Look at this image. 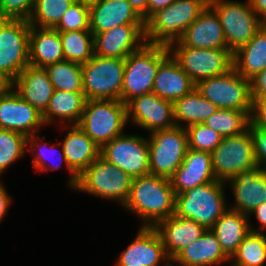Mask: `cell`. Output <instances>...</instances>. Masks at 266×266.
<instances>
[{
	"instance_id": "obj_1",
	"label": "cell",
	"mask_w": 266,
	"mask_h": 266,
	"mask_svg": "<svg viewBox=\"0 0 266 266\" xmlns=\"http://www.w3.org/2000/svg\"><path fill=\"white\" fill-rule=\"evenodd\" d=\"M124 208L141 217L146 227L173 216L175 193L170 179L151 174L133 178Z\"/></svg>"
},
{
	"instance_id": "obj_2",
	"label": "cell",
	"mask_w": 266,
	"mask_h": 266,
	"mask_svg": "<svg viewBox=\"0 0 266 266\" xmlns=\"http://www.w3.org/2000/svg\"><path fill=\"white\" fill-rule=\"evenodd\" d=\"M208 5L209 0H175L145 22L146 43L169 46L179 40Z\"/></svg>"
},
{
	"instance_id": "obj_3",
	"label": "cell",
	"mask_w": 266,
	"mask_h": 266,
	"mask_svg": "<svg viewBox=\"0 0 266 266\" xmlns=\"http://www.w3.org/2000/svg\"><path fill=\"white\" fill-rule=\"evenodd\" d=\"M224 187L225 182L215 180L175 195L174 215L191 218L206 229H211L229 209Z\"/></svg>"
},
{
	"instance_id": "obj_4",
	"label": "cell",
	"mask_w": 266,
	"mask_h": 266,
	"mask_svg": "<svg viewBox=\"0 0 266 266\" xmlns=\"http://www.w3.org/2000/svg\"><path fill=\"white\" fill-rule=\"evenodd\" d=\"M170 54L169 47L145 43L125 59L122 102L151 93L159 64Z\"/></svg>"
},
{
	"instance_id": "obj_5",
	"label": "cell",
	"mask_w": 266,
	"mask_h": 266,
	"mask_svg": "<svg viewBox=\"0 0 266 266\" xmlns=\"http://www.w3.org/2000/svg\"><path fill=\"white\" fill-rule=\"evenodd\" d=\"M127 121V108L122 101L86 100L77 126L101 148L123 134Z\"/></svg>"
},
{
	"instance_id": "obj_6",
	"label": "cell",
	"mask_w": 266,
	"mask_h": 266,
	"mask_svg": "<svg viewBox=\"0 0 266 266\" xmlns=\"http://www.w3.org/2000/svg\"><path fill=\"white\" fill-rule=\"evenodd\" d=\"M82 65L83 93L87 100H120L125 59L94 56Z\"/></svg>"
},
{
	"instance_id": "obj_7",
	"label": "cell",
	"mask_w": 266,
	"mask_h": 266,
	"mask_svg": "<svg viewBox=\"0 0 266 266\" xmlns=\"http://www.w3.org/2000/svg\"><path fill=\"white\" fill-rule=\"evenodd\" d=\"M219 17L227 49L233 54L246 45L264 25L249 1L209 0Z\"/></svg>"
},
{
	"instance_id": "obj_8",
	"label": "cell",
	"mask_w": 266,
	"mask_h": 266,
	"mask_svg": "<svg viewBox=\"0 0 266 266\" xmlns=\"http://www.w3.org/2000/svg\"><path fill=\"white\" fill-rule=\"evenodd\" d=\"M133 178L98 157L78 177L76 190L110 200H117L122 206L126 203Z\"/></svg>"
},
{
	"instance_id": "obj_9",
	"label": "cell",
	"mask_w": 266,
	"mask_h": 266,
	"mask_svg": "<svg viewBox=\"0 0 266 266\" xmlns=\"http://www.w3.org/2000/svg\"><path fill=\"white\" fill-rule=\"evenodd\" d=\"M196 89L218 109L241 110L251 118L253 102L250 80L234 68L225 74L199 81Z\"/></svg>"
},
{
	"instance_id": "obj_10",
	"label": "cell",
	"mask_w": 266,
	"mask_h": 266,
	"mask_svg": "<svg viewBox=\"0 0 266 266\" xmlns=\"http://www.w3.org/2000/svg\"><path fill=\"white\" fill-rule=\"evenodd\" d=\"M149 137L150 174L170 179L189 148L187 131L185 127L175 125L152 132Z\"/></svg>"
},
{
	"instance_id": "obj_11",
	"label": "cell",
	"mask_w": 266,
	"mask_h": 266,
	"mask_svg": "<svg viewBox=\"0 0 266 266\" xmlns=\"http://www.w3.org/2000/svg\"><path fill=\"white\" fill-rule=\"evenodd\" d=\"M168 47L195 84L206 78L225 74L233 68V54L228 49L193 48L185 46L180 40L172 42Z\"/></svg>"
},
{
	"instance_id": "obj_12",
	"label": "cell",
	"mask_w": 266,
	"mask_h": 266,
	"mask_svg": "<svg viewBox=\"0 0 266 266\" xmlns=\"http://www.w3.org/2000/svg\"><path fill=\"white\" fill-rule=\"evenodd\" d=\"M212 168L216 180L227 182L243 171L256 168L254 143L250 129L240 135L224 137L211 152Z\"/></svg>"
},
{
	"instance_id": "obj_13",
	"label": "cell",
	"mask_w": 266,
	"mask_h": 266,
	"mask_svg": "<svg viewBox=\"0 0 266 266\" xmlns=\"http://www.w3.org/2000/svg\"><path fill=\"white\" fill-rule=\"evenodd\" d=\"M100 157L132 178L150 174L148 139L124 133L100 148Z\"/></svg>"
},
{
	"instance_id": "obj_14",
	"label": "cell",
	"mask_w": 266,
	"mask_h": 266,
	"mask_svg": "<svg viewBox=\"0 0 266 266\" xmlns=\"http://www.w3.org/2000/svg\"><path fill=\"white\" fill-rule=\"evenodd\" d=\"M27 20L11 19L0 33V72L11 82L29 65Z\"/></svg>"
},
{
	"instance_id": "obj_15",
	"label": "cell",
	"mask_w": 266,
	"mask_h": 266,
	"mask_svg": "<svg viewBox=\"0 0 266 266\" xmlns=\"http://www.w3.org/2000/svg\"><path fill=\"white\" fill-rule=\"evenodd\" d=\"M127 119L149 132L175 126L173 102L155 93H147L131 99L127 104Z\"/></svg>"
},
{
	"instance_id": "obj_16",
	"label": "cell",
	"mask_w": 266,
	"mask_h": 266,
	"mask_svg": "<svg viewBox=\"0 0 266 266\" xmlns=\"http://www.w3.org/2000/svg\"><path fill=\"white\" fill-rule=\"evenodd\" d=\"M93 35L94 54L102 57L126 59L146 43L145 24H124Z\"/></svg>"
},
{
	"instance_id": "obj_17",
	"label": "cell",
	"mask_w": 266,
	"mask_h": 266,
	"mask_svg": "<svg viewBox=\"0 0 266 266\" xmlns=\"http://www.w3.org/2000/svg\"><path fill=\"white\" fill-rule=\"evenodd\" d=\"M45 125L42 114L11 87L0 95V128L31 136Z\"/></svg>"
},
{
	"instance_id": "obj_18",
	"label": "cell",
	"mask_w": 266,
	"mask_h": 266,
	"mask_svg": "<svg viewBox=\"0 0 266 266\" xmlns=\"http://www.w3.org/2000/svg\"><path fill=\"white\" fill-rule=\"evenodd\" d=\"M171 261L161 238L153 227L141 226L132 243L122 252L117 266H158L161 260Z\"/></svg>"
},
{
	"instance_id": "obj_19",
	"label": "cell",
	"mask_w": 266,
	"mask_h": 266,
	"mask_svg": "<svg viewBox=\"0 0 266 266\" xmlns=\"http://www.w3.org/2000/svg\"><path fill=\"white\" fill-rule=\"evenodd\" d=\"M153 228L159 234L166 253L171 260L183 248L199 239L207 230L191 218L176 215L160 220Z\"/></svg>"
},
{
	"instance_id": "obj_20",
	"label": "cell",
	"mask_w": 266,
	"mask_h": 266,
	"mask_svg": "<svg viewBox=\"0 0 266 266\" xmlns=\"http://www.w3.org/2000/svg\"><path fill=\"white\" fill-rule=\"evenodd\" d=\"M211 153L188 148L181 166L170 178L175 195L215 181Z\"/></svg>"
},
{
	"instance_id": "obj_21",
	"label": "cell",
	"mask_w": 266,
	"mask_h": 266,
	"mask_svg": "<svg viewBox=\"0 0 266 266\" xmlns=\"http://www.w3.org/2000/svg\"><path fill=\"white\" fill-rule=\"evenodd\" d=\"M90 31L93 34L124 24H145L128 0H101L89 6Z\"/></svg>"
},
{
	"instance_id": "obj_22",
	"label": "cell",
	"mask_w": 266,
	"mask_h": 266,
	"mask_svg": "<svg viewBox=\"0 0 266 266\" xmlns=\"http://www.w3.org/2000/svg\"><path fill=\"white\" fill-rule=\"evenodd\" d=\"M14 91L37 111L43 114L53 96L52 85L47 70L28 65L13 81Z\"/></svg>"
},
{
	"instance_id": "obj_23",
	"label": "cell",
	"mask_w": 266,
	"mask_h": 266,
	"mask_svg": "<svg viewBox=\"0 0 266 266\" xmlns=\"http://www.w3.org/2000/svg\"><path fill=\"white\" fill-rule=\"evenodd\" d=\"M235 204L230 209L249 215L266 202V170L256 167L230 179Z\"/></svg>"
},
{
	"instance_id": "obj_24",
	"label": "cell",
	"mask_w": 266,
	"mask_h": 266,
	"mask_svg": "<svg viewBox=\"0 0 266 266\" xmlns=\"http://www.w3.org/2000/svg\"><path fill=\"white\" fill-rule=\"evenodd\" d=\"M185 46L199 49H227L216 12L208 5L179 39Z\"/></svg>"
},
{
	"instance_id": "obj_25",
	"label": "cell",
	"mask_w": 266,
	"mask_h": 266,
	"mask_svg": "<svg viewBox=\"0 0 266 266\" xmlns=\"http://www.w3.org/2000/svg\"><path fill=\"white\" fill-rule=\"evenodd\" d=\"M194 88H196V84L170 53L159 64L152 92L174 103L176 100L190 93Z\"/></svg>"
},
{
	"instance_id": "obj_26",
	"label": "cell",
	"mask_w": 266,
	"mask_h": 266,
	"mask_svg": "<svg viewBox=\"0 0 266 266\" xmlns=\"http://www.w3.org/2000/svg\"><path fill=\"white\" fill-rule=\"evenodd\" d=\"M171 261L181 266H211L231 262L211 229H207L199 239L183 248Z\"/></svg>"
},
{
	"instance_id": "obj_27",
	"label": "cell",
	"mask_w": 266,
	"mask_h": 266,
	"mask_svg": "<svg viewBox=\"0 0 266 266\" xmlns=\"http://www.w3.org/2000/svg\"><path fill=\"white\" fill-rule=\"evenodd\" d=\"M62 144L68 167L79 177L99 156L100 148L77 125H69Z\"/></svg>"
},
{
	"instance_id": "obj_28",
	"label": "cell",
	"mask_w": 266,
	"mask_h": 266,
	"mask_svg": "<svg viewBox=\"0 0 266 266\" xmlns=\"http://www.w3.org/2000/svg\"><path fill=\"white\" fill-rule=\"evenodd\" d=\"M64 60L59 32L54 28H39L30 25L29 65L45 68Z\"/></svg>"
},
{
	"instance_id": "obj_29",
	"label": "cell",
	"mask_w": 266,
	"mask_h": 266,
	"mask_svg": "<svg viewBox=\"0 0 266 266\" xmlns=\"http://www.w3.org/2000/svg\"><path fill=\"white\" fill-rule=\"evenodd\" d=\"M249 215L228 209L211 230L217 236L223 252L231 259L250 232Z\"/></svg>"
},
{
	"instance_id": "obj_30",
	"label": "cell",
	"mask_w": 266,
	"mask_h": 266,
	"mask_svg": "<svg viewBox=\"0 0 266 266\" xmlns=\"http://www.w3.org/2000/svg\"><path fill=\"white\" fill-rule=\"evenodd\" d=\"M233 68L249 80L266 69V24L246 45L233 53Z\"/></svg>"
},
{
	"instance_id": "obj_31",
	"label": "cell",
	"mask_w": 266,
	"mask_h": 266,
	"mask_svg": "<svg viewBox=\"0 0 266 266\" xmlns=\"http://www.w3.org/2000/svg\"><path fill=\"white\" fill-rule=\"evenodd\" d=\"M86 100L83 92L54 90L46 111L42 114L44 124L52 123L57 117L70 121L71 124L68 126L77 125L81 119Z\"/></svg>"
},
{
	"instance_id": "obj_32",
	"label": "cell",
	"mask_w": 266,
	"mask_h": 266,
	"mask_svg": "<svg viewBox=\"0 0 266 266\" xmlns=\"http://www.w3.org/2000/svg\"><path fill=\"white\" fill-rule=\"evenodd\" d=\"M173 110L175 124L186 128L194 124L205 123L218 110V107L194 88L173 103ZM180 121L187 125H181Z\"/></svg>"
},
{
	"instance_id": "obj_33",
	"label": "cell",
	"mask_w": 266,
	"mask_h": 266,
	"mask_svg": "<svg viewBox=\"0 0 266 266\" xmlns=\"http://www.w3.org/2000/svg\"><path fill=\"white\" fill-rule=\"evenodd\" d=\"M55 90L83 92L82 65L72 61H61L45 67Z\"/></svg>"
},
{
	"instance_id": "obj_34",
	"label": "cell",
	"mask_w": 266,
	"mask_h": 266,
	"mask_svg": "<svg viewBox=\"0 0 266 266\" xmlns=\"http://www.w3.org/2000/svg\"><path fill=\"white\" fill-rule=\"evenodd\" d=\"M64 59L80 64L94 56V35L91 31L61 32Z\"/></svg>"
},
{
	"instance_id": "obj_35",
	"label": "cell",
	"mask_w": 266,
	"mask_h": 266,
	"mask_svg": "<svg viewBox=\"0 0 266 266\" xmlns=\"http://www.w3.org/2000/svg\"><path fill=\"white\" fill-rule=\"evenodd\" d=\"M251 118L241 110L218 109L205 121V125L223 138L240 135L248 129Z\"/></svg>"
},
{
	"instance_id": "obj_36",
	"label": "cell",
	"mask_w": 266,
	"mask_h": 266,
	"mask_svg": "<svg viewBox=\"0 0 266 266\" xmlns=\"http://www.w3.org/2000/svg\"><path fill=\"white\" fill-rule=\"evenodd\" d=\"M230 260L231 266H266L265 234L250 231Z\"/></svg>"
},
{
	"instance_id": "obj_37",
	"label": "cell",
	"mask_w": 266,
	"mask_h": 266,
	"mask_svg": "<svg viewBox=\"0 0 266 266\" xmlns=\"http://www.w3.org/2000/svg\"><path fill=\"white\" fill-rule=\"evenodd\" d=\"M76 0H35L33 13L28 20L31 26L54 28Z\"/></svg>"
},
{
	"instance_id": "obj_38",
	"label": "cell",
	"mask_w": 266,
	"mask_h": 266,
	"mask_svg": "<svg viewBox=\"0 0 266 266\" xmlns=\"http://www.w3.org/2000/svg\"><path fill=\"white\" fill-rule=\"evenodd\" d=\"M27 136L0 128V175L25 154Z\"/></svg>"
},
{
	"instance_id": "obj_39",
	"label": "cell",
	"mask_w": 266,
	"mask_h": 266,
	"mask_svg": "<svg viewBox=\"0 0 266 266\" xmlns=\"http://www.w3.org/2000/svg\"><path fill=\"white\" fill-rule=\"evenodd\" d=\"M190 149L211 153L222 142L223 137L204 123L194 124L185 128Z\"/></svg>"
},
{
	"instance_id": "obj_40",
	"label": "cell",
	"mask_w": 266,
	"mask_h": 266,
	"mask_svg": "<svg viewBox=\"0 0 266 266\" xmlns=\"http://www.w3.org/2000/svg\"><path fill=\"white\" fill-rule=\"evenodd\" d=\"M59 33L90 31L89 5L76 0L54 27Z\"/></svg>"
},
{
	"instance_id": "obj_41",
	"label": "cell",
	"mask_w": 266,
	"mask_h": 266,
	"mask_svg": "<svg viewBox=\"0 0 266 266\" xmlns=\"http://www.w3.org/2000/svg\"><path fill=\"white\" fill-rule=\"evenodd\" d=\"M36 138H37L36 134L27 137V143L30 144V147L28 149L34 155V158L32 159L33 167H35L36 169L40 170L41 172H44L45 170H48V169H50V170H55V169L58 170V168L60 167V165L62 163V160H63L65 162V165H66L67 169L69 170V172L72 175L71 178L69 179L70 180L69 181V186L73 187V189H75L76 186H77V183H78V176L68 167V165L66 163L65 154L63 152L62 146H61V151H59V152H61L60 153L61 162L58 163L57 165H55V164L50 165V168H48L49 166L46 165L48 157H47V153L44 152V151H46L45 149H47V146H45V144H43V142L40 143V144L37 143L38 141L35 140ZM37 145L39 146L40 150L38 149L37 151H39V152L38 153H34V152H36V151H34V147L37 146ZM55 147L56 146H52L49 149H53L54 152H55V149H57ZM51 154H53V152Z\"/></svg>"
},
{
	"instance_id": "obj_42",
	"label": "cell",
	"mask_w": 266,
	"mask_h": 266,
	"mask_svg": "<svg viewBox=\"0 0 266 266\" xmlns=\"http://www.w3.org/2000/svg\"><path fill=\"white\" fill-rule=\"evenodd\" d=\"M35 0H0V11L11 19L29 20Z\"/></svg>"
},
{
	"instance_id": "obj_43",
	"label": "cell",
	"mask_w": 266,
	"mask_h": 266,
	"mask_svg": "<svg viewBox=\"0 0 266 266\" xmlns=\"http://www.w3.org/2000/svg\"><path fill=\"white\" fill-rule=\"evenodd\" d=\"M248 128L254 143V156L257 165L266 170V129L258 127L251 120Z\"/></svg>"
},
{
	"instance_id": "obj_44",
	"label": "cell",
	"mask_w": 266,
	"mask_h": 266,
	"mask_svg": "<svg viewBox=\"0 0 266 266\" xmlns=\"http://www.w3.org/2000/svg\"><path fill=\"white\" fill-rule=\"evenodd\" d=\"M252 102L266 98V69L250 79Z\"/></svg>"
},
{
	"instance_id": "obj_45",
	"label": "cell",
	"mask_w": 266,
	"mask_h": 266,
	"mask_svg": "<svg viewBox=\"0 0 266 266\" xmlns=\"http://www.w3.org/2000/svg\"><path fill=\"white\" fill-rule=\"evenodd\" d=\"M251 121L258 127L266 129V98L253 102Z\"/></svg>"
},
{
	"instance_id": "obj_46",
	"label": "cell",
	"mask_w": 266,
	"mask_h": 266,
	"mask_svg": "<svg viewBox=\"0 0 266 266\" xmlns=\"http://www.w3.org/2000/svg\"><path fill=\"white\" fill-rule=\"evenodd\" d=\"M254 214L260 223V226L257 229H253V227L250 226L251 232H258L260 233V230L266 228V202L256 207L250 214Z\"/></svg>"
},
{
	"instance_id": "obj_47",
	"label": "cell",
	"mask_w": 266,
	"mask_h": 266,
	"mask_svg": "<svg viewBox=\"0 0 266 266\" xmlns=\"http://www.w3.org/2000/svg\"><path fill=\"white\" fill-rule=\"evenodd\" d=\"M175 0H149L147 5V20L158 11L168 7Z\"/></svg>"
},
{
	"instance_id": "obj_48",
	"label": "cell",
	"mask_w": 266,
	"mask_h": 266,
	"mask_svg": "<svg viewBox=\"0 0 266 266\" xmlns=\"http://www.w3.org/2000/svg\"><path fill=\"white\" fill-rule=\"evenodd\" d=\"M10 203V196L8 195L6 188H4V185L1 184L0 181V222L7 213Z\"/></svg>"
},
{
	"instance_id": "obj_49",
	"label": "cell",
	"mask_w": 266,
	"mask_h": 266,
	"mask_svg": "<svg viewBox=\"0 0 266 266\" xmlns=\"http://www.w3.org/2000/svg\"><path fill=\"white\" fill-rule=\"evenodd\" d=\"M259 19L266 24V0H248ZM262 16V17H260Z\"/></svg>"
},
{
	"instance_id": "obj_50",
	"label": "cell",
	"mask_w": 266,
	"mask_h": 266,
	"mask_svg": "<svg viewBox=\"0 0 266 266\" xmlns=\"http://www.w3.org/2000/svg\"><path fill=\"white\" fill-rule=\"evenodd\" d=\"M149 0H128L134 10L142 17L143 21H147V5Z\"/></svg>"
},
{
	"instance_id": "obj_51",
	"label": "cell",
	"mask_w": 266,
	"mask_h": 266,
	"mask_svg": "<svg viewBox=\"0 0 266 266\" xmlns=\"http://www.w3.org/2000/svg\"><path fill=\"white\" fill-rule=\"evenodd\" d=\"M12 86V82L0 72V95L6 93Z\"/></svg>"
},
{
	"instance_id": "obj_52",
	"label": "cell",
	"mask_w": 266,
	"mask_h": 266,
	"mask_svg": "<svg viewBox=\"0 0 266 266\" xmlns=\"http://www.w3.org/2000/svg\"><path fill=\"white\" fill-rule=\"evenodd\" d=\"M11 20L9 16L4 15L0 11V33L3 30V28L6 26V24Z\"/></svg>"
},
{
	"instance_id": "obj_53",
	"label": "cell",
	"mask_w": 266,
	"mask_h": 266,
	"mask_svg": "<svg viewBox=\"0 0 266 266\" xmlns=\"http://www.w3.org/2000/svg\"><path fill=\"white\" fill-rule=\"evenodd\" d=\"M78 1H81V2H83V3H86L87 5H92V4H94V3H97V2H99V1H101V0H78Z\"/></svg>"
},
{
	"instance_id": "obj_54",
	"label": "cell",
	"mask_w": 266,
	"mask_h": 266,
	"mask_svg": "<svg viewBox=\"0 0 266 266\" xmlns=\"http://www.w3.org/2000/svg\"><path fill=\"white\" fill-rule=\"evenodd\" d=\"M165 266H173V265L169 264V262H165Z\"/></svg>"
}]
</instances>
